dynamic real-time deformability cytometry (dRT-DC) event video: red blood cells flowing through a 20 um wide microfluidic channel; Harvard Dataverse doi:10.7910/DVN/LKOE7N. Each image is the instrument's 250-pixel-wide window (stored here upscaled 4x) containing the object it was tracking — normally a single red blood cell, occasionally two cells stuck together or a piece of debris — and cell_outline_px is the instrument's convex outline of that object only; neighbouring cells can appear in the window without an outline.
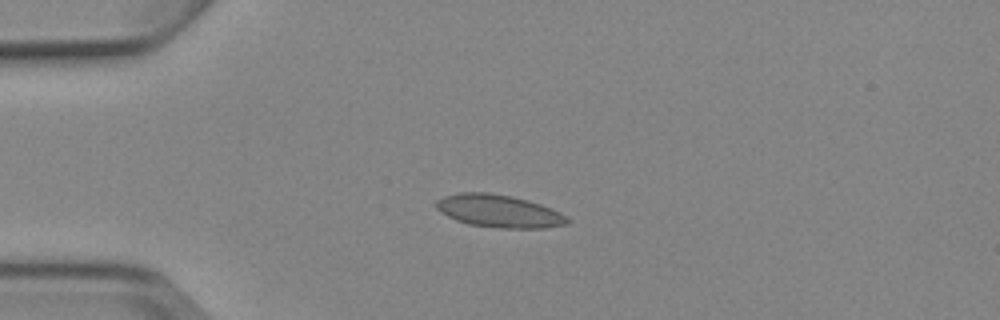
{"species": "Egyptian fruit bat (a non-hibernating species)", "species_latin": "Rousettus aegyptiacus", "temperature_condition": "cold", "stored_images_in_passage": 5, "camera_frame_rate_fps": 3000, "um_per_image_px": 0.085, "animal": {"sex": "female"}, "frame": {"image": 1, "passage_image": 4, "time_ms": 3.667, "image_size_px": [1000, 320], "cell_outline_px": [[568, 224], [544, 228], [500, 228], [468, 224], [456, 220], [440, 212], [436, 208], [436, 200], [444, 196], [460, 192], [488, 192], [512, 196], [528, 200], [552, 208], [568, 216]], "centroid_in_image_um": [42.41, 17.94], "position_along_channel_um": 42.6, "area_um2": 25.09}}